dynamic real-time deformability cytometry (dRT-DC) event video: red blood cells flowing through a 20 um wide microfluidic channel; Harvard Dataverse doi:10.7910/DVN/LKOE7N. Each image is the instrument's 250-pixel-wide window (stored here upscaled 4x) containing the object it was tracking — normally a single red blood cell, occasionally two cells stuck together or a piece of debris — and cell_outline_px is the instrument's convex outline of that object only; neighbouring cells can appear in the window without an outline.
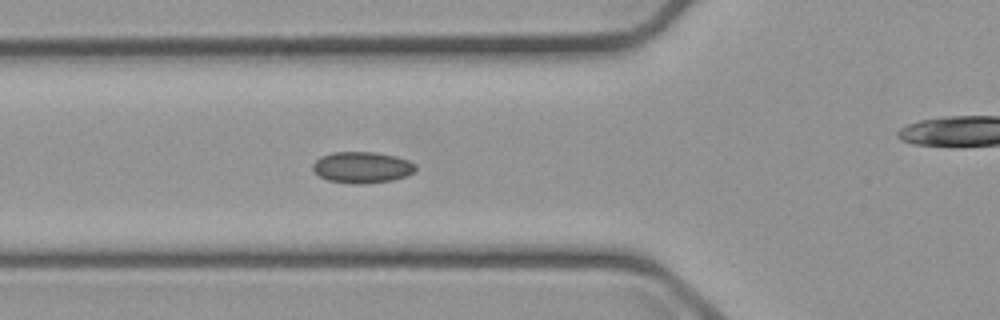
{"species": "common noctule bat (a hibernating species)", "species_latin": "Nyctalus noctula", "temperature_condition": "cold", "stored_images_in_passage": 6, "camera_frame_rate_fps": 3000, "um_per_image_px": 0.085, "animal": {"sex": "male", "body_mass_g": 23.1, "forearm_length_mm": 52.7}, "frame": {"image": 1, "passage_image": 5, "time_ms": 5.667, "image_size_px": [1000, 320], "cell_outline_px": [[416, 172], [408, 176], [392, 180], [364, 184], [352, 184], [328, 180], [320, 176], [312, 168], [312, 164], [320, 156], [332, 152], [372, 152], [396, 156], [408, 160], [416, 164]], "centroid_in_image_um": [30.8, 14.23], "position_along_channel_um": 95.0, "area_um2": 18.9}}